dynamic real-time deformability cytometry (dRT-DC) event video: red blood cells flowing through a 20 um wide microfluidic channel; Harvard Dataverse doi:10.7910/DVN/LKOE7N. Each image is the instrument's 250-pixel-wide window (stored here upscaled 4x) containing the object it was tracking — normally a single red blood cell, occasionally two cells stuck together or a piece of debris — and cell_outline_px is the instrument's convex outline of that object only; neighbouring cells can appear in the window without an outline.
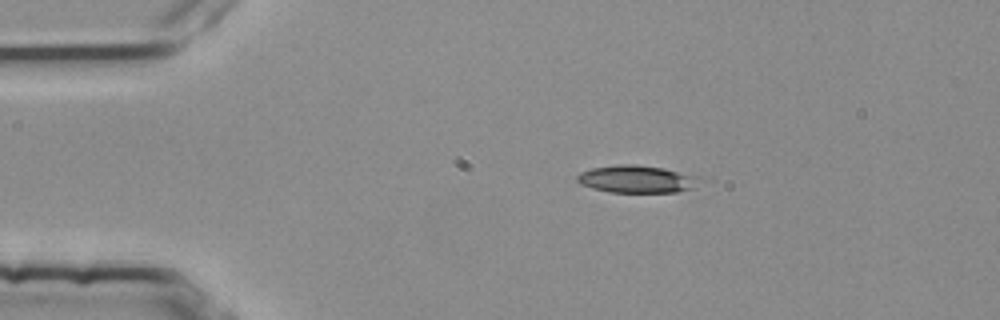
{"species": "common noctule bat (a hibernating species)", "species_latin": "Nyctalus noctula", "temperature_condition": "room temperature", "stored_images_in_passage": 2, "camera_frame_rate_fps": 3000, "um_per_image_px": 0.085, "animal": {"sex": "female", "body_mass_g": 25.1}, "frame": {"image": 1, "passage_image": 1, "time_ms": 0.0, "image_size_px": [1000, 320], "cell_outline_px": [[700, 176], [692, 188], [676, 192], [608, 192], [592, 188], [580, 184], [576, 180], [576, 176], [580, 172], [592, 168], [616, 164], [636, 164], [664, 168]], "centroid_in_image_um": [54.07, 15.21], "position_along_channel_um": 30.9, "area_um2": 19.59}}